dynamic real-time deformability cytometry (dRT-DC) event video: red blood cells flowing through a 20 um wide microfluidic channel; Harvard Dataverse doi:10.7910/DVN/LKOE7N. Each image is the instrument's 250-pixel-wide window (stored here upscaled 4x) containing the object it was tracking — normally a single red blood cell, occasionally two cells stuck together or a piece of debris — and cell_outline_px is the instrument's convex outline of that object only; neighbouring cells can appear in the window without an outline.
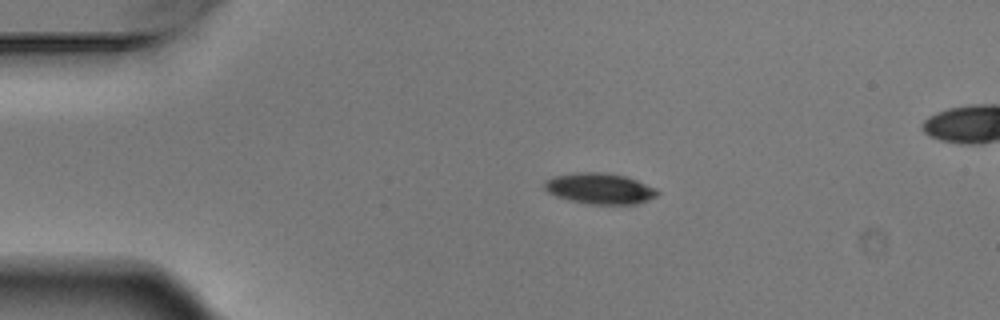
{"species": "Egyptian fruit bat (a non-hibernating species)", "species_latin": "Rousettus aegyptiacus", "temperature_condition": "warm", "stored_images_in_passage": 7, "camera_frame_rate_fps": 3000, "um_per_image_px": 0.085, "animal": {"sex": "male"}, "frame": {"image": 1, "passage_image": 1, "time_ms": 0.0, "image_size_px": [1000, 320], "cell_outline_px": [[660, 192], [656, 196], [636, 204], [588, 204], [568, 200], [556, 196], [548, 192], [544, 188], [544, 180], [552, 176], [576, 172], [600, 172], [624, 176], [636, 180], [656, 188]], "centroid_in_image_um": [50.93, 16.02], "position_along_channel_um": 34.1, "area_um2": 20.35}}
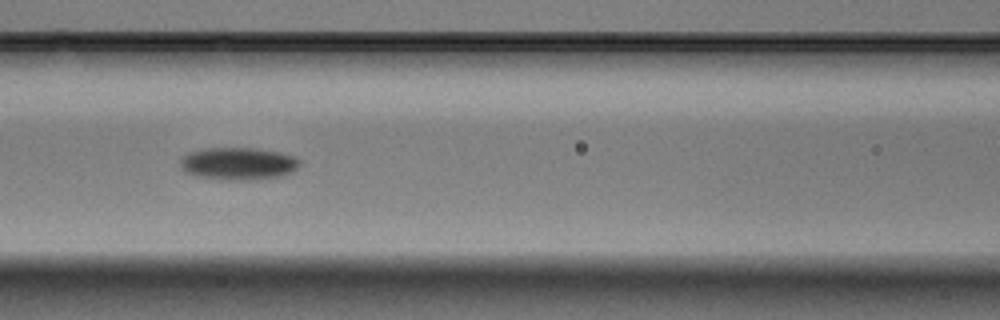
{"frame": {"image": 2, "passage_image": 4, "time_ms": 1.0, "image_size_px": [1000, 320], "cell_outline_px": [[300, 164], [292, 172], [284, 176], [260, 180], [220, 180], [196, 176], [184, 172], [180, 164], [180, 160], [188, 152], [208, 148], [256, 148], [280, 152], [292, 156], [300, 160]], "centroid_in_image_um": [20.26, 13.93], "position_along_channel_um": 146.3, "area_um2": 22.95}}
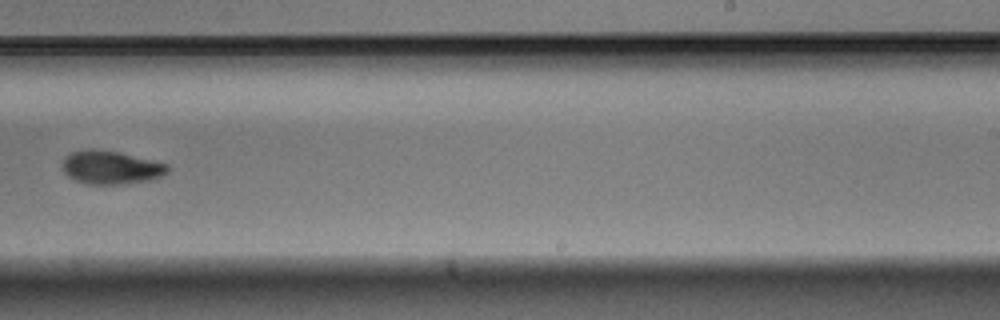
{"frame": {"image": 3, "passage_image": 7, "time_ms": 2.0, "image_size_px": [1000, 320], "cell_outline_px": [[168, 172], [160, 176], [148, 180], [120, 184], [88, 184], [76, 180], [68, 176], [64, 172], [64, 156], [72, 152], [88, 148], [92, 148], [120, 152], [168, 164]], "centroid_in_image_um": [9.41, 14.21], "position_along_channel_um": 279.6, "area_um2": 20.29}}